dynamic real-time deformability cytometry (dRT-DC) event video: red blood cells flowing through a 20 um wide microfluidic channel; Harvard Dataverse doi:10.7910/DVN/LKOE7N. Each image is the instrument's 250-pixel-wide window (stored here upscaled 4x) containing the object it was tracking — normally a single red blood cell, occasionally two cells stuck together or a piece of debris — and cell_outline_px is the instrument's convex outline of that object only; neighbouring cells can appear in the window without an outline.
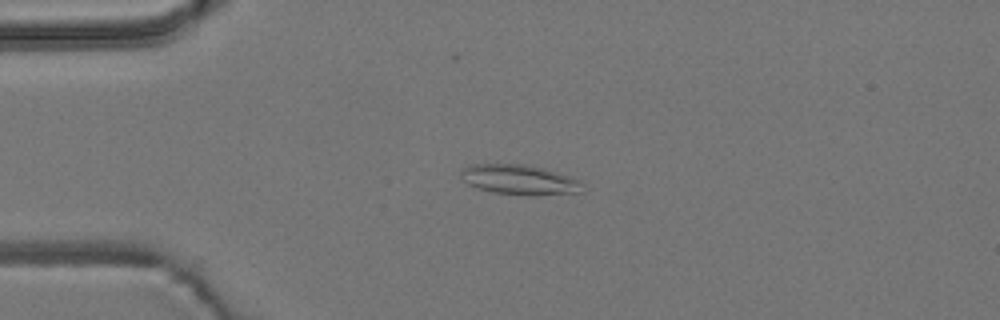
{"species": "common noctule bat (a hibernating species)", "species_latin": "Nyctalus noctula", "temperature_condition": "room temperature", "stored_images_in_passage": 6, "camera_frame_rate_fps": 3000, "um_per_image_px": 0.085, "animal": {"sex": "male", "body_mass_g": 19.2, "forearm_length_mm": 51.8}, "frame": {"image": 1, "passage_image": 2, "time_ms": 1.0, "image_size_px": [1000, 320], "cell_outline_px": [[584, 192], [532, 196], [528, 196], [492, 192], [476, 188], [460, 180], [460, 168], [468, 164], [524, 164], [544, 168], [580, 180]], "centroid_in_image_um": [44.09, 15.28], "position_along_channel_um": 40.9, "area_um2": 21.68}}
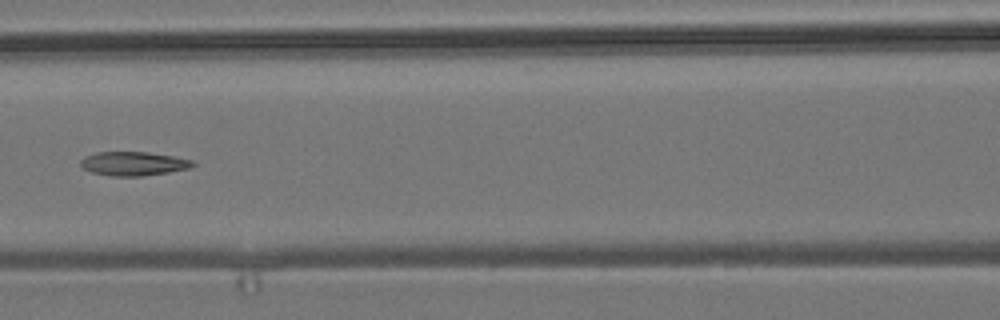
{"frame": {"image": 2, "passage_image": 5, "time_ms": 4.667, "image_size_px": [1000, 320], "cell_outline_px": [[196, 164], [188, 168], [168, 172], [140, 176], [112, 176], [92, 172], [84, 168], [80, 164], [80, 160], [84, 156], [96, 152], [148, 152], [172, 156], [192, 160]], "centroid_in_image_um": [11.31, 13.9], "position_along_channel_um": 155.3, "area_um2": 15.49}}
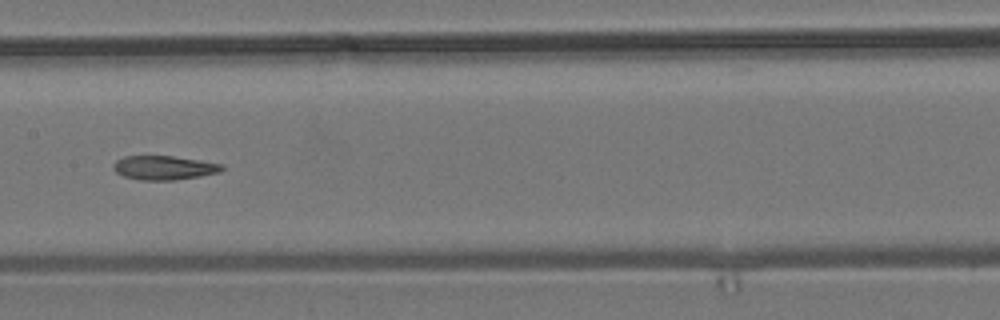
{"frame": {"image": 3, "passage_image": 6, "time_ms": 5.667, "image_size_px": [1000, 320], "cell_outline_px": [[224, 168], [220, 172], [200, 176], [176, 180], [140, 180], [124, 176], [116, 172], [112, 168], [112, 164], [116, 160], [124, 156], [172, 156], [224, 164]], "centroid_in_image_um": [13.93, 14.26], "position_along_channel_um": 193.5, "area_um2": 15.26}}